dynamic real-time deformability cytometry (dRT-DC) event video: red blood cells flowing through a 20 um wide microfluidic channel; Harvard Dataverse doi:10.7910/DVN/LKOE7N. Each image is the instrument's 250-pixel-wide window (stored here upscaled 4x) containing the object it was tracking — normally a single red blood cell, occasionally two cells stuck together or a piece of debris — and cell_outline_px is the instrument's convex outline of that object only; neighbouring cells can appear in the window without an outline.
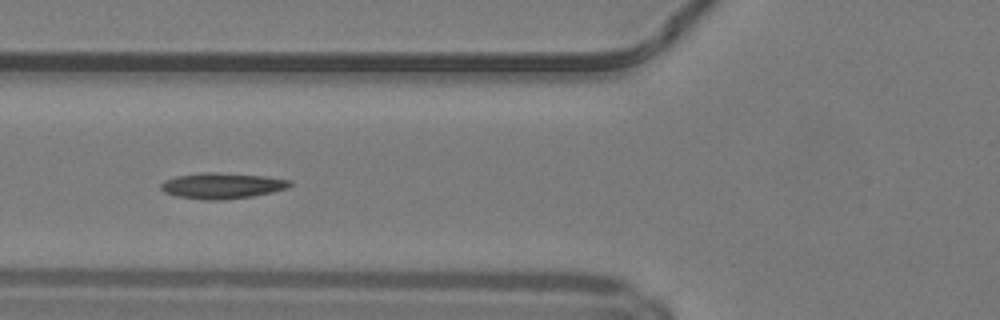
{"species": "common noctule bat (a hibernating species)", "species_latin": "Nyctalus noctula", "temperature_condition": "warm", "stored_images_in_passage": 44, "camera_frame_rate_fps": 3000, "um_per_image_px": 0.085, "animal": {"sex": "male", "body_mass_g": 19.2, "forearm_length_mm": 51.8}, "frame": {"image": 1, "passage_image": 14, "time_ms": 4.333, "image_size_px": [1000, 320], "cell_outline_px": [[292, 184], [288, 188], [272, 192], [252, 196], [224, 200], [204, 200], [176, 196], [164, 192], [160, 188], [160, 184], [164, 180], [176, 176], [204, 172], [216, 172], [264, 176], [292, 180]], "centroid_in_image_um": [18.87, 15.79], "position_along_channel_um": 106.9, "area_um2": 19.54}}
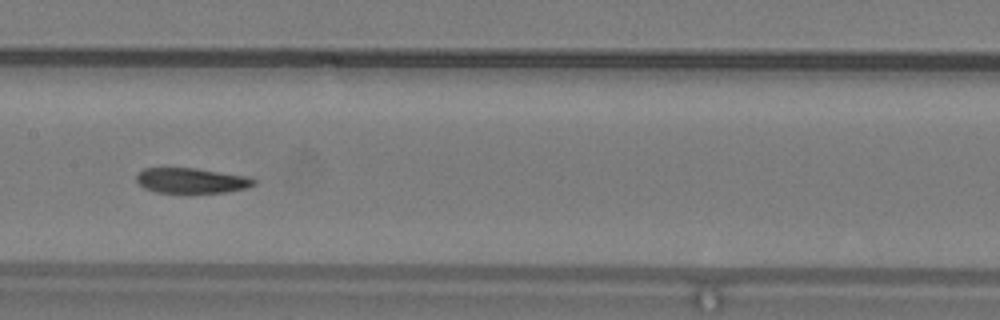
{"frame": {"image": 2, "passage_image": 20, "time_ms": 6.333, "image_size_px": [1000, 320], "cell_outline_px": [[256, 184], [248, 188], [228, 192], [188, 196], [156, 192], [144, 188], [136, 180], [136, 176], [144, 168], [196, 168], [248, 176], [256, 180]], "centroid_in_image_um": [16.31, 15.4], "position_along_channel_um": 191.1, "area_um2": 18.26}}
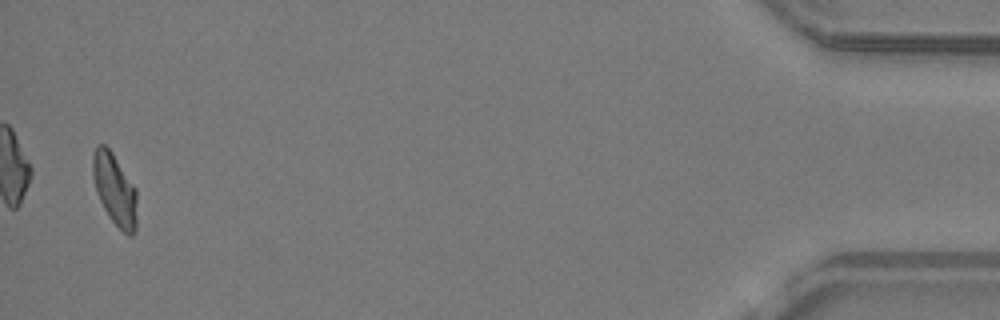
{"frame": {"image": 3, "passage_image": 43, "time_ms": 14.0, "image_size_px": [1000, 320], "cell_outline_px": [[136, 232], [132, 236], [128, 236], [112, 220], [104, 208], [100, 200], [92, 176], [92, 156], [96, 148], [100, 144], [104, 144], [112, 152], [136, 188]], "centroid_in_image_um": [9.76, 16.1], "position_along_channel_um": 425.4, "area_um2": 18.26}, "authors_computed_cell_mechanics": {"area_um2": 18.6116, "velocity_mm_per_s": 4.2103, "shape_relaxation_time_tau1_ms": null, "shape_relaxation_time_tau2_ms": 3.663, "deformation_change_tau1": null, "deformation_change_tau2": 0.111}}